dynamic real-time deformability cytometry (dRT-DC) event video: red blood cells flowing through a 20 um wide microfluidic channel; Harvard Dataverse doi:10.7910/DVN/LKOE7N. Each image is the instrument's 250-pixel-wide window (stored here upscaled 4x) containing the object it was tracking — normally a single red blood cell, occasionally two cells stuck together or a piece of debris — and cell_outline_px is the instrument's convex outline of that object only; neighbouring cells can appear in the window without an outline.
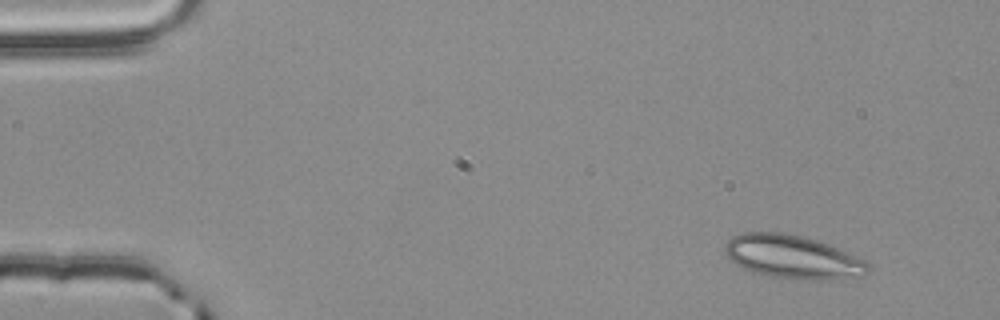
{"species": "common noctule bat (a hibernating species)", "species_latin": "Nyctalus noctula", "temperature_condition": "room temperature", "stored_images_in_passage": 2, "camera_frame_rate_fps": 3000, "um_per_image_px": 0.085, "animal": {"sex": "male", "body_mass_g": 20.4}, "frame": {"image": 1, "passage_image": 1, "time_ms": 0.0, "image_size_px": [1000, 320], "cell_outline_px": [[872, 264], [868, 272], [864, 276], [832, 280], [812, 280], [772, 276], [752, 272], [736, 264], [724, 252], [724, 244], [732, 236], [744, 232], [788, 232], [804, 236], [828, 244], [868, 260]], "centroid_in_image_um": [67.44, 21.83], "position_along_channel_um": 17.6, "area_um2": 36.7}}